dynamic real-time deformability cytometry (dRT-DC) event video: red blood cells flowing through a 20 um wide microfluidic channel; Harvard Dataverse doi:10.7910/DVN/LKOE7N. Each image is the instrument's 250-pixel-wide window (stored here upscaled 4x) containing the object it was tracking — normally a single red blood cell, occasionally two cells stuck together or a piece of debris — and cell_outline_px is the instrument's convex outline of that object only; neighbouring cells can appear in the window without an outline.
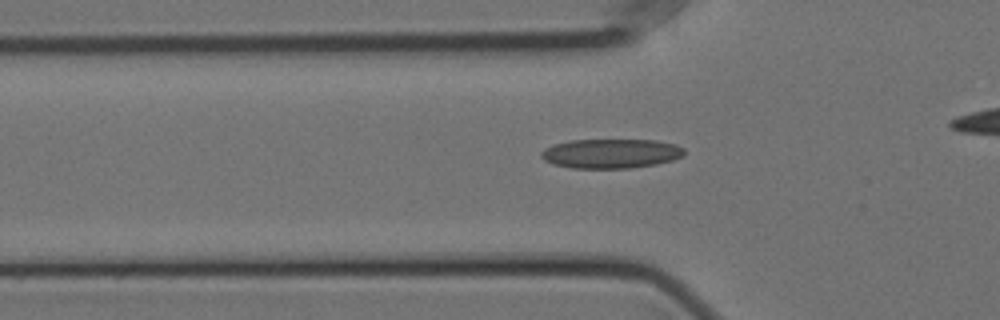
{"species": "Egyptian fruit bat (a non-hibernating species)", "species_latin": "Rousettus aegyptiacus", "temperature_condition": "cold", "stored_images_in_passage": 44, "camera_frame_rate_fps": 3000, "um_per_image_px": 0.085, "animal": {"sex": "female"}, "frame": {"image": 1, "passage_image": 13, "time_ms": 4.0, "image_size_px": [1000, 320], "cell_outline_px": [[684, 156], [672, 160], [656, 164], [632, 168], [572, 168], [552, 164], [544, 160], [540, 156], [540, 152], [544, 148], [552, 144], [572, 140], [656, 140], [676, 144], [684, 148]], "centroid_in_image_um": [51.91, 13.05], "position_along_channel_um": 73.9, "area_um2": 24.74}}
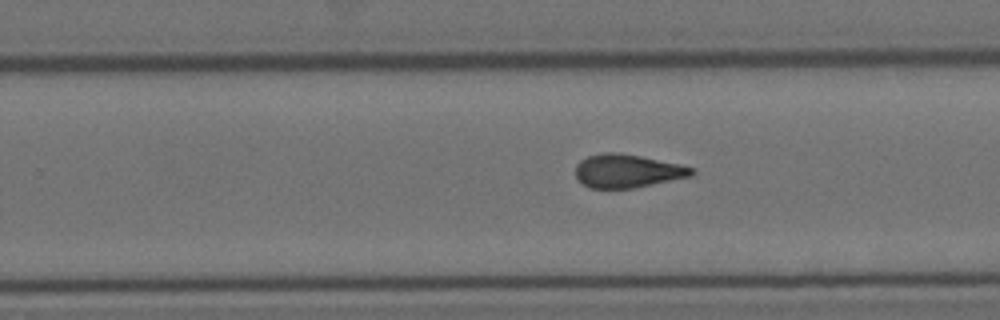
{"frame": {"image": 2, "passage_image": 30, "time_ms": 9.667, "image_size_px": [1000, 320], "cell_outline_px": [[696, 172], [692, 176], [632, 188], [588, 188], [576, 176], [576, 164], [580, 160], [588, 156], [604, 152], [616, 152], [640, 156], [680, 164], [692, 168]], "centroid_in_image_um": [53.32, 14.53], "position_along_channel_um": 276.5, "area_um2": 22.43}}
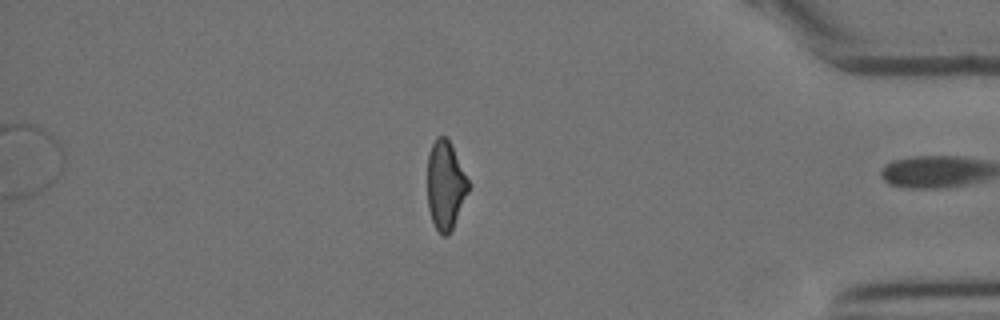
{"frame": {"image": 3, "passage_image": 43, "time_ms": 14.0, "image_size_px": [1000, 320], "cell_outline_px": [[468, 192], [452, 228], [448, 236], [444, 236], [436, 228], [432, 220], [428, 208], [428, 152], [436, 136], [444, 136], [448, 140], [468, 180]], "centroid_in_image_um": [37.83, 15.75], "position_along_channel_um": 397.4, "area_um2": 20.58}, "authors_computed_cell_mechanics": {"area_um2": 22.831, "velocity_mm_per_s": 3.5623, "shape_relaxation_time_tau1_ms": null, "shape_relaxation_time_tau2_ms": 3.2436, "deformation_change_tau1": null, "deformation_change_tau2": 0.1089}}